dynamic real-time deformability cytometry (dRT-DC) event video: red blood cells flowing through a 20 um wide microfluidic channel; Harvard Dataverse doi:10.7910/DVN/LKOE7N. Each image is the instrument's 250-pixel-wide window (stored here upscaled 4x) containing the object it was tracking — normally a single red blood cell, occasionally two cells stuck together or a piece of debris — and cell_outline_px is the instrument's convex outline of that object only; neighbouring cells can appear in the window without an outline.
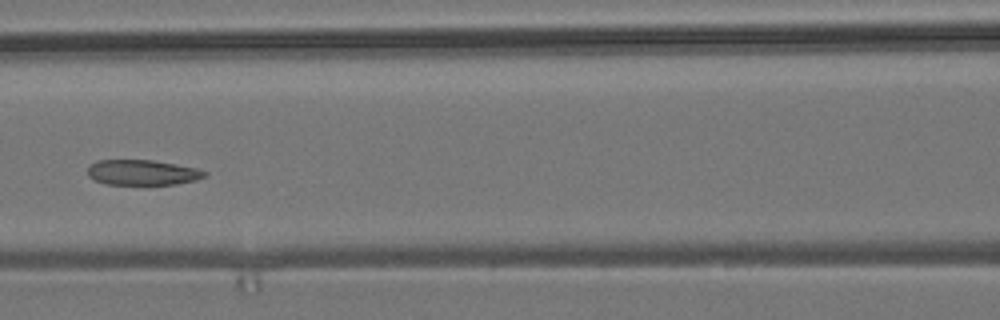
{"species": "common noctule bat (a hibernating species)", "species_latin": "Nyctalus noctula", "temperature_condition": "room temperature", "stored_images_in_passage": 7, "camera_frame_rate_fps": 3000, "um_per_image_px": 0.085, "animal": {"sex": "male", "body_mass_g": 19.2, "forearm_length_mm": 51.8}, "frame": {"image": 1, "passage_image": 7, "time_ms": 2.0, "image_size_px": [1000, 320], "cell_outline_px": [[208, 176], [196, 180], [176, 184], [104, 184], [88, 176], [88, 164], [96, 160], [152, 160], [176, 164], [196, 168], [208, 172]], "centroid_in_image_um": [12.11, 14.65], "position_along_channel_um": 154.5, "area_um2": 17.34}}